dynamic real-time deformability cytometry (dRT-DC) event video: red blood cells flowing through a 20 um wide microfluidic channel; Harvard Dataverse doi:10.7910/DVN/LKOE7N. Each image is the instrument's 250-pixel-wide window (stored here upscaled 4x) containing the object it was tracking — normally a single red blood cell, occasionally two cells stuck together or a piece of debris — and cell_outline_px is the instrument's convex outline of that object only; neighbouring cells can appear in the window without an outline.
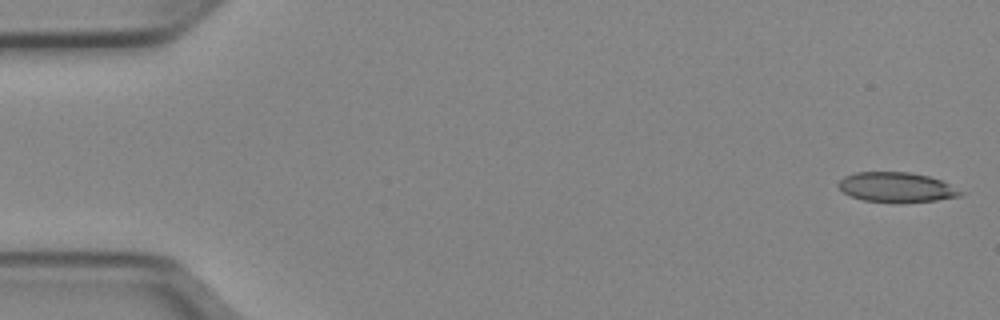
{"species": "Egyptian fruit bat (a non-hibernating species)", "species_latin": "Rousettus aegyptiacus", "temperature_condition": "cold", "stored_images_in_passage": 50, "camera_frame_rate_fps": 3000, "um_per_image_px": 0.085, "animal": {"sex": "female"}, "frame": {"image": 1, "passage_image": 1, "time_ms": 0.0, "image_size_px": [1000, 320], "cell_outline_px": [[964, 192], [960, 196], [936, 200], [864, 200], [852, 196], [844, 192], [836, 184], [844, 176], [856, 172], [908, 172], [928, 176], [940, 180]], "centroid_in_image_um": [76.17, 15.87], "position_along_channel_um": 8.8, "area_um2": 20.29}}
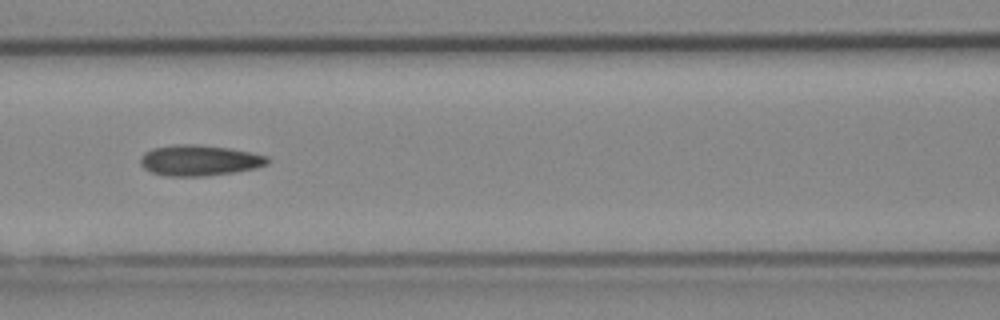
{"frame": {"image": 2, "passage_image": 22, "time_ms": 7.0, "image_size_px": [1000, 320], "cell_outline_px": [[272, 160], [268, 164], [256, 168], [232, 172], [204, 176], [168, 176], [152, 172], [144, 168], [140, 164], [140, 156], [144, 152], [152, 148], [176, 144], [192, 144], [228, 148], [268, 156]], "centroid_in_image_um": [16.94, 13.63], "position_along_channel_um": 149.7, "area_um2": 22.72}}
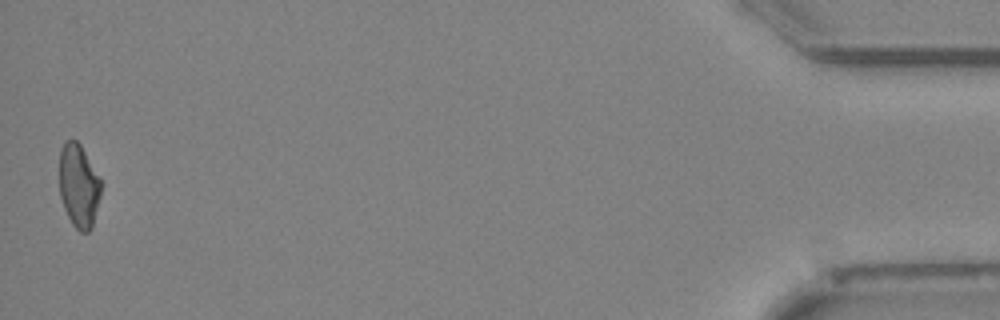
{"frame": {"image": 3, "passage_image": 50, "time_ms": 16.333, "image_size_px": [1000, 320], "cell_outline_px": [[100, 196], [92, 228], [88, 232], [80, 232], [72, 224], [64, 208], [60, 196], [60, 148], [64, 140], [76, 140], [80, 144], [100, 180]], "centroid_in_image_um": [6.67, 15.8], "position_along_channel_um": 428.5, "area_um2": 20.0}, "authors_computed_cell_mechanics": {"area_um2": 21.7039, "velocity_mm_per_s": 3.9756, "shape_relaxation_time_tau1_ms": null, "shape_relaxation_time_tau2_ms": 3.5741, "deformation_change_tau1": null, "deformation_change_tau2": 0.1033}}